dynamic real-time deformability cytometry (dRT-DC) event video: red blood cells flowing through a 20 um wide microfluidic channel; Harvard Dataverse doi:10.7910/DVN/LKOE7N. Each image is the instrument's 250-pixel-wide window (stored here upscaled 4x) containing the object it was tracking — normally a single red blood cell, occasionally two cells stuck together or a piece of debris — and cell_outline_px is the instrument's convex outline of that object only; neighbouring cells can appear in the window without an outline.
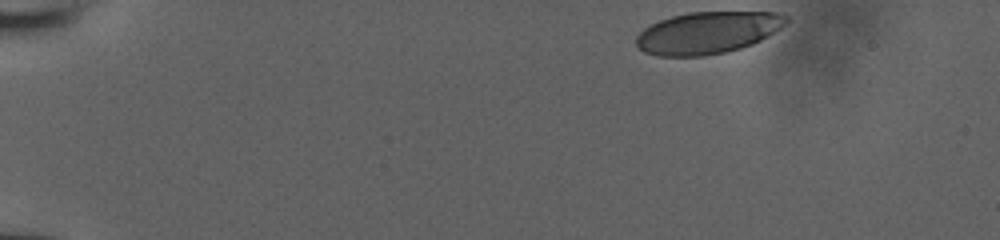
{"species": "human", "species_latin": "Homo sapiens", "temperature_condition": "room temperature", "stored_images_in_passage": 38, "camera_frame_rate_fps": 3000, "um_per_image_px": 0.085, "donor": {"sex": "male"}, "frame": {"image": 1, "passage_image": 1, "time_ms": 0.0, "image_size_px": [1000, 240], "cell_outline_px": [[792, 20], [788, 24], [760, 40], [752, 44], [740, 48], [724, 52], [704, 56], [660, 56], [644, 52], [636, 44], [636, 36], [644, 28], [660, 20], [672, 16], [688, 12], [776, 12], [788, 16]], "centroid_in_image_um": [60.18, 2.77], "position_along_channel_um": 24.8, "area_um2": 36.76}}
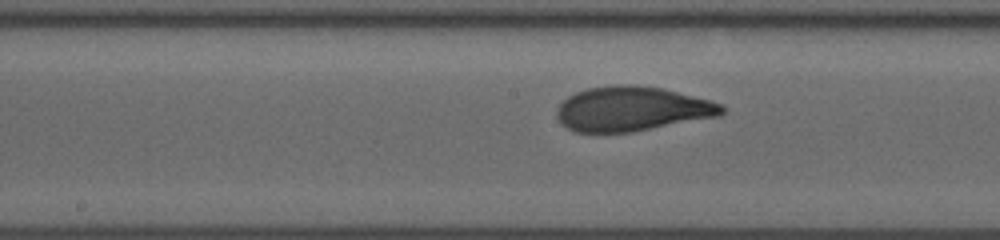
{"frame": {"image": 2, "passage_image": 22, "time_ms": 7.0, "image_size_px": [1000, 240], "cell_outline_px": [[724, 112], [720, 116], [632, 132], [572, 132], [556, 116], [556, 112], [560, 104], [568, 96], [576, 92], [588, 88], [616, 84], [632, 84], [664, 88], [708, 100], [720, 104], [724, 108]], "centroid_in_image_um": [53.71, 9.25], "position_along_channel_um": 194.5, "area_um2": 42.77}}
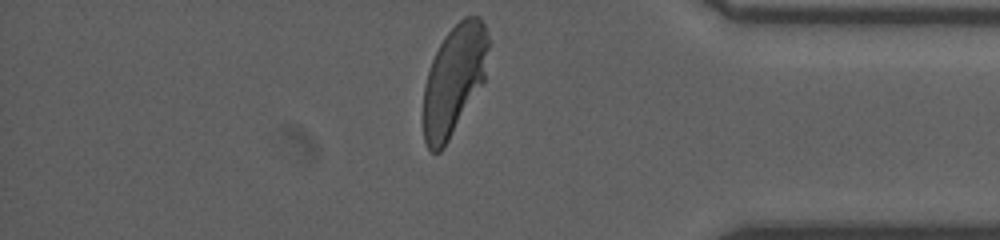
{"frame": {"image": 3, "passage_image": 38, "time_ms": 12.333, "image_size_px": [1000, 240], "cell_outline_px": [[488, 48], [484, 80], [444, 148], [440, 152], [432, 152], [428, 148], [424, 140], [424, 84], [432, 60], [444, 36], [464, 16], [480, 16], [484, 24], [488, 36]], "centroid_in_image_um": [38.58, 6.78], "position_along_channel_um": 396.6, "area_um2": 41.04}}